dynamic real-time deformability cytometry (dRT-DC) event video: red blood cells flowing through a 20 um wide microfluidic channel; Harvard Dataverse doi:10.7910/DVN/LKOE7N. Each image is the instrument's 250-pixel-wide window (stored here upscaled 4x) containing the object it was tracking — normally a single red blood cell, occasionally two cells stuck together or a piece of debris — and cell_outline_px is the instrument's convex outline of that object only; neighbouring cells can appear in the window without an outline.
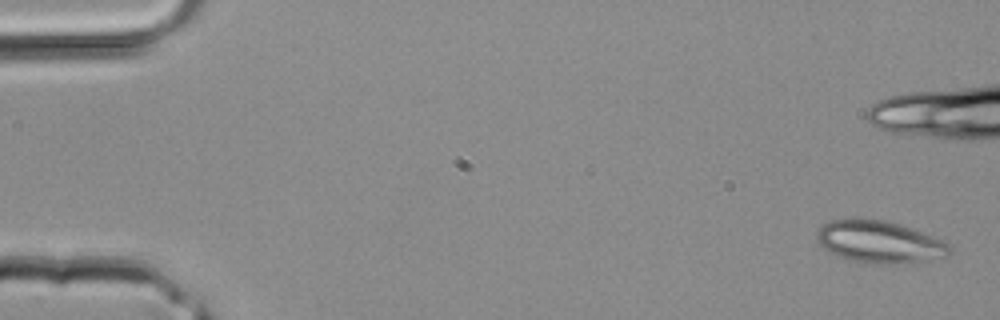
{"species": "common noctule bat (a hibernating species)", "species_latin": "Nyctalus noctula", "temperature_condition": "room temperature", "stored_images_in_passage": 4, "camera_frame_rate_fps": 3000, "um_per_image_px": 0.085, "animal": {"sex": "male", "body_mass_g": 20.4}, "frame": {"image": 1, "passage_image": 1, "time_ms": 0.0, "image_size_px": [1000, 320], "cell_outline_px": [[952, 252], [948, 256], [924, 260], [848, 260], [824, 248], [816, 240], [816, 232], [828, 220], [856, 216], [884, 220], [900, 224], [936, 236], [944, 240], [952, 248]], "centroid_in_image_um": [74.73, 20.45], "position_along_channel_um": 10.3, "area_um2": 31.85}}